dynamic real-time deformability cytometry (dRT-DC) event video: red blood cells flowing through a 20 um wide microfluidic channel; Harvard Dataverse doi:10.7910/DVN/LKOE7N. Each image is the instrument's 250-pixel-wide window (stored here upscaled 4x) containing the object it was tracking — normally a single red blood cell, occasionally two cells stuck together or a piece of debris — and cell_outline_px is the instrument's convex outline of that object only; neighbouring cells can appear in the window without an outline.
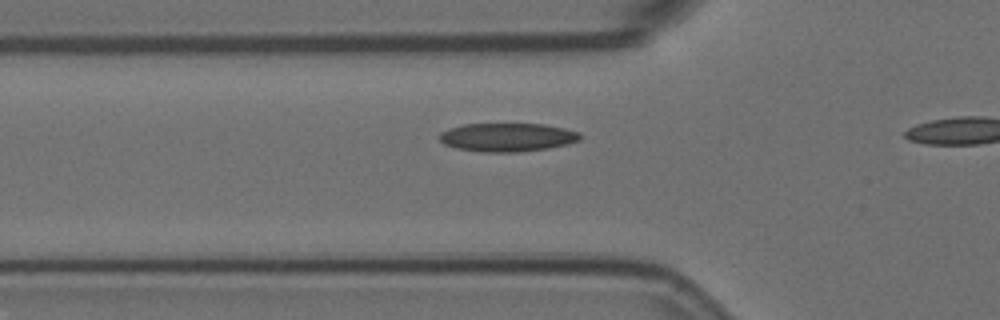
{"species": "Egyptian fruit bat (a non-hibernating species)", "species_latin": "Rousettus aegyptiacus", "temperature_condition": "room temperature", "stored_images_in_passage": 16, "camera_frame_rate_fps": 3000, "um_per_image_px": 0.085, "animal": {"sex": "female"}, "frame": {"image": 1, "passage_image": 14, "time_ms": 4.333, "image_size_px": [1000, 320], "cell_outline_px": [[584, 136], [580, 140], [568, 144], [548, 148], [520, 152], [480, 152], [456, 148], [444, 144], [440, 140], [440, 132], [448, 128], [464, 124], [544, 124], [564, 128], [580, 132]], "centroid_in_image_um": [43.15, 11.67], "position_along_channel_um": 82.7, "area_um2": 23.58}}